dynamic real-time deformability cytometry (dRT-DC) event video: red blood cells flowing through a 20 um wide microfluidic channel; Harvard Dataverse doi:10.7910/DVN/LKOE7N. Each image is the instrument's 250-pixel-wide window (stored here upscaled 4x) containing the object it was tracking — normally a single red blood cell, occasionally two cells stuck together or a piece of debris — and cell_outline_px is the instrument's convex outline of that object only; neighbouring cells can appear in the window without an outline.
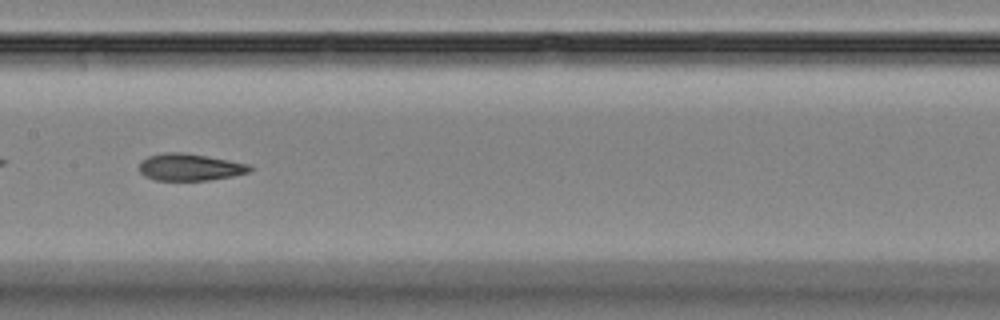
{"species": "Egyptian fruit bat (a non-hibernating species)", "species_latin": "Rousettus aegyptiacus", "temperature_condition": "room temperature", "stored_images_in_passage": 39, "camera_frame_rate_fps": 3000, "um_per_image_px": 0.085, "animal": {"sex": "female"}, "frame": {"image": 1, "passage_image": 12, "time_ms": 3.667, "image_size_px": [1000, 320], "cell_outline_px": [[252, 168], [248, 172], [232, 176], [208, 180], [156, 180], [144, 176], [136, 168], [140, 160], [148, 156], [164, 152], [180, 152], [252, 164]], "centroid_in_image_um": [16.07, 14.2], "position_along_channel_um": 191.3, "area_um2": 17.46}}
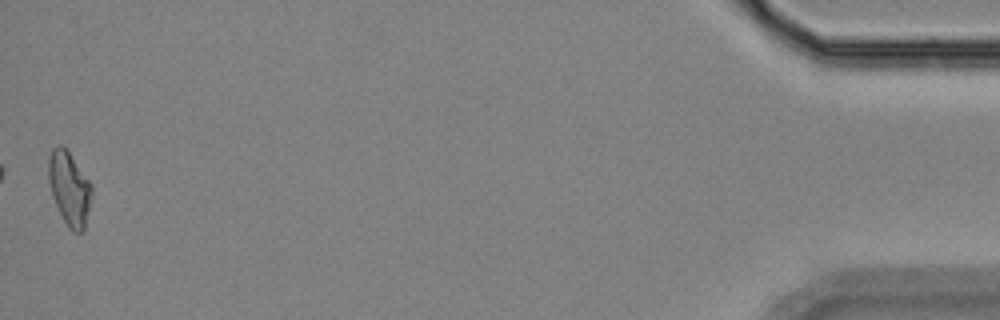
{"frame": {"image": 2, "passage_image": 39, "time_ms": 12.667, "image_size_px": [1000, 320], "cell_outline_px": [[92, 192], [84, 228], [80, 232], [72, 232], [68, 228], [52, 196], [48, 180], [48, 160], [52, 148], [60, 144], [68, 152], [92, 184]], "centroid_in_image_um": [5.88, 16.01], "position_along_channel_um": 429.3, "area_um2": 18.21}, "authors_computed_cell_mechanics": {"area_um2": 17.9758, "velocity_mm_per_s": 3.6397, "shape_relaxation_time_tau1_ms": 8.5498, "shape_relaxation_time_tau2_ms": 2.823, "deformation_change_tau1": 0.1845, "deformation_change_tau2": 0.0903}}